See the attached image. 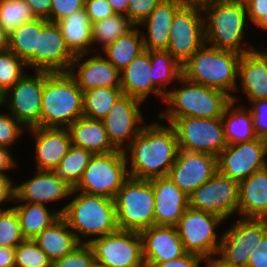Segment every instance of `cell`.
Segmentation results:
<instances>
[{
	"label": "cell",
	"mask_w": 267,
	"mask_h": 267,
	"mask_svg": "<svg viewBox=\"0 0 267 267\" xmlns=\"http://www.w3.org/2000/svg\"><path fill=\"white\" fill-rule=\"evenodd\" d=\"M167 120L175 129L180 150L208 153L218 157L228 145L221 117H183Z\"/></svg>",
	"instance_id": "cell-9"
},
{
	"label": "cell",
	"mask_w": 267,
	"mask_h": 267,
	"mask_svg": "<svg viewBox=\"0 0 267 267\" xmlns=\"http://www.w3.org/2000/svg\"><path fill=\"white\" fill-rule=\"evenodd\" d=\"M177 1L180 2L182 6L195 7L203 10L205 7L211 5L217 0H177Z\"/></svg>",
	"instance_id": "cell-57"
},
{
	"label": "cell",
	"mask_w": 267,
	"mask_h": 267,
	"mask_svg": "<svg viewBox=\"0 0 267 267\" xmlns=\"http://www.w3.org/2000/svg\"><path fill=\"white\" fill-rule=\"evenodd\" d=\"M114 201L119 230L140 232L155 225V197L150 180L129 177Z\"/></svg>",
	"instance_id": "cell-7"
},
{
	"label": "cell",
	"mask_w": 267,
	"mask_h": 267,
	"mask_svg": "<svg viewBox=\"0 0 267 267\" xmlns=\"http://www.w3.org/2000/svg\"><path fill=\"white\" fill-rule=\"evenodd\" d=\"M94 252L88 243H81L71 253L51 262V267H89Z\"/></svg>",
	"instance_id": "cell-44"
},
{
	"label": "cell",
	"mask_w": 267,
	"mask_h": 267,
	"mask_svg": "<svg viewBox=\"0 0 267 267\" xmlns=\"http://www.w3.org/2000/svg\"><path fill=\"white\" fill-rule=\"evenodd\" d=\"M136 27L126 15L114 14L92 23V41L102 44V49L116 41L120 36Z\"/></svg>",
	"instance_id": "cell-39"
},
{
	"label": "cell",
	"mask_w": 267,
	"mask_h": 267,
	"mask_svg": "<svg viewBox=\"0 0 267 267\" xmlns=\"http://www.w3.org/2000/svg\"><path fill=\"white\" fill-rule=\"evenodd\" d=\"M233 105L234 101H231L221 117L227 144L248 142L256 139L251 111L241 107L234 108ZM231 109L232 112L230 114ZM228 113L230 114L229 116ZM226 116H228V121L225 122Z\"/></svg>",
	"instance_id": "cell-34"
},
{
	"label": "cell",
	"mask_w": 267,
	"mask_h": 267,
	"mask_svg": "<svg viewBox=\"0 0 267 267\" xmlns=\"http://www.w3.org/2000/svg\"><path fill=\"white\" fill-rule=\"evenodd\" d=\"M75 55L67 47L56 22L42 19L35 49L36 71L68 72Z\"/></svg>",
	"instance_id": "cell-19"
},
{
	"label": "cell",
	"mask_w": 267,
	"mask_h": 267,
	"mask_svg": "<svg viewBox=\"0 0 267 267\" xmlns=\"http://www.w3.org/2000/svg\"><path fill=\"white\" fill-rule=\"evenodd\" d=\"M239 182L217 171L189 196V207L209 212L225 220L238 211Z\"/></svg>",
	"instance_id": "cell-13"
},
{
	"label": "cell",
	"mask_w": 267,
	"mask_h": 267,
	"mask_svg": "<svg viewBox=\"0 0 267 267\" xmlns=\"http://www.w3.org/2000/svg\"><path fill=\"white\" fill-rule=\"evenodd\" d=\"M27 66L15 53L9 49L0 53V90L5 94L25 74L22 68Z\"/></svg>",
	"instance_id": "cell-41"
},
{
	"label": "cell",
	"mask_w": 267,
	"mask_h": 267,
	"mask_svg": "<svg viewBox=\"0 0 267 267\" xmlns=\"http://www.w3.org/2000/svg\"><path fill=\"white\" fill-rule=\"evenodd\" d=\"M206 259V267H228L220 258L207 257Z\"/></svg>",
	"instance_id": "cell-60"
},
{
	"label": "cell",
	"mask_w": 267,
	"mask_h": 267,
	"mask_svg": "<svg viewBox=\"0 0 267 267\" xmlns=\"http://www.w3.org/2000/svg\"><path fill=\"white\" fill-rule=\"evenodd\" d=\"M182 7L177 0H162L140 24L147 25L148 34L142 35L144 50H167L170 28L175 13Z\"/></svg>",
	"instance_id": "cell-26"
},
{
	"label": "cell",
	"mask_w": 267,
	"mask_h": 267,
	"mask_svg": "<svg viewBox=\"0 0 267 267\" xmlns=\"http://www.w3.org/2000/svg\"><path fill=\"white\" fill-rule=\"evenodd\" d=\"M58 213L70 229L84 237H102L118 230L115 201L111 198L81 192Z\"/></svg>",
	"instance_id": "cell-5"
},
{
	"label": "cell",
	"mask_w": 267,
	"mask_h": 267,
	"mask_svg": "<svg viewBox=\"0 0 267 267\" xmlns=\"http://www.w3.org/2000/svg\"><path fill=\"white\" fill-rule=\"evenodd\" d=\"M8 50V33L0 24V53Z\"/></svg>",
	"instance_id": "cell-59"
},
{
	"label": "cell",
	"mask_w": 267,
	"mask_h": 267,
	"mask_svg": "<svg viewBox=\"0 0 267 267\" xmlns=\"http://www.w3.org/2000/svg\"><path fill=\"white\" fill-rule=\"evenodd\" d=\"M36 19L25 0H0V24L8 34L21 24Z\"/></svg>",
	"instance_id": "cell-40"
},
{
	"label": "cell",
	"mask_w": 267,
	"mask_h": 267,
	"mask_svg": "<svg viewBox=\"0 0 267 267\" xmlns=\"http://www.w3.org/2000/svg\"><path fill=\"white\" fill-rule=\"evenodd\" d=\"M82 236L72 232L66 220L60 216L49 227L42 230L33 240L51 261L71 253L82 242Z\"/></svg>",
	"instance_id": "cell-29"
},
{
	"label": "cell",
	"mask_w": 267,
	"mask_h": 267,
	"mask_svg": "<svg viewBox=\"0 0 267 267\" xmlns=\"http://www.w3.org/2000/svg\"><path fill=\"white\" fill-rule=\"evenodd\" d=\"M84 56L85 53L76 55L68 71L83 92L99 87H120V72L107 58L94 55L79 64ZM77 66L79 69L75 74L74 67Z\"/></svg>",
	"instance_id": "cell-23"
},
{
	"label": "cell",
	"mask_w": 267,
	"mask_h": 267,
	"mask_svg": "<svg viewBox=\"0 0 267 267\" xmlns=\"http://www.w3.org/2000/svg\"><path fill=\"white\" fill-rule=\"evenodd\" d=\"M265 156V145L261 138L228 144L217 157L218 171L241 182L266 167Z\"/></svg>",
	"instance_id": "cell-15"
},
{
	"label": "cell",
	"mask_w": 267,
	"mask_h": 267,
	"mask_svg": "<svg viewBox=\"0 0 267 267\" xmlns=\"http://www.w3.org/2000/svg\"><path fill=\"white\" fill-rule=\"evenodd\" d=\"M202 9L182 6L174 15L167 51L182 66L205 43Z\"/></svg>",
	"instance_id": "cell-14"
},
{
	"label": "cell",
	"mask_w": 267,
	"mask_h": 267,
	"mask_svg": "<svg viewBox=\"0 0 267 267\" xmlns=\"http://www.w3.org/2000/svg\"><path fill=\"white\" fill-rule=\"evenodd\" d=\"M84 8L91 23L100 21L115 14L107 0H85Z\"/></svg>",
	"instance_id": "cell-49"
},
{
	"label": "cell",
	"mask_w": 267,
	"mask_h": 267,
	"mask_svg": "<svg viewBox=\"0 0 267 267\" xmlns=\"http://www.w3.org/2000/svg\"><path fill=\"white\" fill-rule=\"evenodd\" d=\"M107 2L112 6L115 14H123L127 16V8L129 5V0H107Z\"/></svg>",
	"instance_id": "cell-58"
},
{
	"label": "cell",
	"mask_w": 267,
	"mask_h": 267,
	"mask_svg": "<svg viewBox=\"0 0 267 267\" xmlns=\"http://www.w3.org/2000/svg\"><path fill=\"white\" fill-rule=\"evenodd\" d=\"M50 22H58L64 17L84 8L85 0H51Z\"/></svg>",
	"instance_id": "cell-48"
},
{
	"label": "cell",
	"mask_w": 267,
	"mask_h": 267,
	"mask_svg": "<svg viewBox=\"0 0 267 267\" xmlns=\"http://www.w3.org/2000/svg\"><path fill=\"white\" fill-rule=\"evenodd\" d=\"M218 171L217 157L208 153L180 150L168 177L188 197Z\"/></svg>",
	"instance_id": "cell-17"
},
{
	"label": "cell",
	"mask_w": 267,
	"mask_h": 267,
	"mask_svg": "<svg viewBox=\"0 0 267 267\" xmlns=\"http://www.w3.org/2000/svg\"><path fill=\"white\" fill-rule=\"evenodd\" d=\"M37 18L50 21L51 0H25Z\"/></svg>",
	"instance_id": "cell-53"
},
{
	"label": "cell",
	"mask_w": 267,
	"mask_h": 267,
	"mask_svg": "<svg viewBox=\"0 0 267 267\" xmlns=\"http://www.w3.org/2000/svg\"><path fill=\"white\" fill-rule=\"evenodd\" d=\"M92 156L93 154L88 150L72 144L67 154L52 172L58 179L63 180L74 189L81 180Z\"/></svg>",
	"instance_id": "cell-37"
},
{
	"label": "cell",
	"mask_w": 267,
	"mask_h": 267,
	"mask_svg": "<svg viewBox=\"0 0 267 267\" xmlns=\"http://www.w3.org/2000/svg\"><path fill=\"white\" fill-rule=\"evenodd\" d=\"M155 197V225L176 226L189 207V197L168 176L150 179Z\"/></svg>",
	"instance_id": "cell-21"
},
{
	"label": "cell",
	"mask_w": 267,
	"mask_h": 267,
	"mask_svg": "<svg viewBox=\"0 0 267 267\" xmlns=\"http://www.w3.org/2000/svg\"><path fill=\"white\" fill-rule=\"evenodd\" d=\"M29 130L35 136L37 170L52 171L72 145L68 128L31 127Z\"/></svg>",
	"instance_id": "cell-22"
},
{
	"label": "cell",
	"mask_w": 267,
	"mask_h": 267,
	"mask_svg": "<svg viewBox=\"0 0 267 267\" xmlns=\"http://www.w3.org/2000/svg\"><path fill=\"white\" fill-rule=\"evenodd\" d=\"M126 154V150H115L107 154L93 155L72 193L80 189L90 195L114 199L129 178Z\"/></svg>",
	"instance_id": "cell-8"
},
{
	"label": "cell",
	"mask_w": 267,
	"mask_h": 267,
	"mask_svg": "<svg viewBox=\"0 0 267 267\" xmlns=\"http://www.w3.org/2000/svg\"><path fill=\"white\" fill-rule=\"evenodd\" d=\"M89 267H106V266L103 263L94 259Z\"/></svg>",
	"instance_id": "cell-62"
},
{
	"label": "cell",
	"mask_w": 267,
	"mask_h": 267,
	"mask_svg": "<svg viewBox=\"0 0 267 267\" xmlns=\"http://www.w3.org/2000/svg\"><path fill=\"white\" fill-rule=\"evenodd\" d=\"M251 103L254 132L257 138L264 139L267 137V99L253 100Z\"/></svg>",
	"instance_id": "cell-47"
},
{
	"label": "cell",
	"mask_w": 267,
	"mask_h": 267,
	"mask_svg": "<svg viewBox=\"0 0 267 267\" xmlns=\"http://www.w3.org/2000/svg\"><path fill=\"white\" fill-rule=\"evenodd\" d=\"M36 76L24 75L4 94V103L8 102L11 114L28 128L40 127V111L44 87V71H37ZM12 98V99H11Z\"/></svg>",
	"instance_id": "cell-16"
},
{
	"label": "cell",
	"mask_w": 267,
	"mask_h": 267,
	"mask_svg": "<svg viewBox=\"0 0 267 267\" xmlns=\"http://www.w3.org/2000/svg\"><path fill=\"white\" fill-rule=\"evenodd\" d=\"M97 237L84 243L91 246L95 260L106 267H145L139 232L118 229Z\"/></svg>",
	"instance_id": "cell-10"
},
{
	"label": "cell",
	"mask_w": 267,
	"mask_h": 267,
	"mask_svg": "<svg viewBox=\"0 0 267 267\" xmlns=\"http://www.w3.org/2000/svg\"><path fill=\"white\" fill-rule=\"evenodd\" d=\"M68 130L72 144L96 154H107L115 151L109 141L102 120L89 119L84 116L72 123Z\"/></svg>",
	"instance_id": "cell-30"
},
{
	"label": "cell",
	"mask_w": 267,
	"mask_h": 267,
	"mask_svg": "<svg viewBox=\"0 0 267 267\" xmlns=\"http://www.w3.org/2000/svg\"><path fill=\"white\" fill-rule=\"evenodd\" d=\"M32 179L15 186V200L34 204H45L70 196L73 188L52 171L37 170Z\"/></svg>",
	"instance_id": "cell-24"
},
{
	"label": "cell",
	"mask_w": 267,
	"mask_h": 267,
	"mask_svg": "<svg viewBox=\"0 0 267 267\" xmlns=\"http://www.w3.org/2000/svg\"><path fill=\"white\" fill-rule=\"evenodd\" d=\"M221 221L215 214L188 207L176 225L185 252L203 258L218 253L220 240H216L214 227Z\"/></svg>",
	"instance_id": "cell-12"
},
{
	"label": "cell",
	"mask_w": 267,
	"mask_h": 267,
	"mask_svg": "<svg viewBox=\"0 0 267 267\" xmlns=\"http://www.w3.org/2000/svg\"><path fill=\"white\" fill-rule=\"evenodd\" d=\"M142 101L122 94L114 103L108 114L102 120L107 131L109 141L116 150L124 151L122 148L125 139L132 138L127 144L126 148L132 140L141 132L143 125L142 116L139 106ZM138 124V125H137Z\"/></svg>",
	"instance_id": "cell-18"
},
{
	"label": "cell",
	"mask_w": 267,
	"mask_h": 267,
	"mask_svg": "<svg viewBox=\"0 0 267 267\" xmlns=\"http://www.w3.org/2000/svg\"><path fill=\"white\" fill-rule=\"evenodd\" d=\"M245 4L247 14L253 23L267 13V0H246Z\"/></svg>",
	"instance_id": "cell-52"
},
{
	"label": "cell",
	"mask_w": 267,
	"mask_h": 267,
	"mask_svg": "<svg viewBox=\"0 0 267 267\" xmlns=\"http://www.w3.org/2000/svg\"><path fill=\"white\" fill-rule=\"evenodd\" d=\"M162 0H129L127 17L134 24L147 18Z\"/></svg>",
	"instance_id": "cell-46"
},
{
	"label": "cell",
	"mask_w": 267,
	"mask_h": 267,
	"mask_svg": "<svg viewBox=\"0 0 267 267\" xmlns=\"http://www.w3.org/2000/svg\"><path fill=\"white\" fill-rule=\"evenodd\" d=\"M202 260H205V258L196 254L186 253L182 257L156 263L153 267H199V263Z\"/></svg>",
	"instance_id": "cell-50"
},
{
	"label": "cell",
	"mask_w": 267,
	"mask_h": 267,
	"mask_svg": "<svg viewBox=\"0 0 267 267\" xmlns=\"http://www.w3.org/2000/svg\"><path fill=\"white\" fill-rule=\"evenodd\" d=\"M263 141H264V145H265V155L267 154V137H265L264 139H263ZM266 163V167H267V162H265Z\"/></svg>",
	"instance_id": "cell-64"
},
{
	"label": "cell",
	"mask_w": 267,
	"mask_h": 267,
	"mask_svg": "<svg viewBox=\"0 0 267 267\" xmlns=\"http://www.w3.org/2000/svg\"><path fill=\"white\" fill-rule=\"evenodd\" d=\"M25 238L22 235L15 209L0 210V247L16 248Z\"/></svg>",
	"instance_id": "cell-43"
},
{
	"label": "cell",
	"mask_w": 267,
	"mask_h": 267,
	"mask_svg": "<svg viewBox=\"0 0 267 267\" xmlns=\"http://www.w3.org/2000/svg\"><path fill=\"white\" fill-rule=\"evenodd\" d=\"M13 208L17 213L21 232L25 239H34L61 216L58 211H52L50 214L43 204L25 202V204Z\"/></svg>",
	"instance_id": "cell-33"
},
{
	"label": "cell",
	"mask_w": 267,
	"mask_h": 267,
	"mask_svg": "<svg viewBox=\"0 0 267 267\" xmlns=\"http://www.w3.org/2000/svg\"><path fill=\"white\" fill-rule=\"evenodd\" d=\"M139 35L138 29L132 27L128 32L103 49L109 58L107 60L119 72L124 70L135 57L144 51L143 37L139 38Z\"/></svg>",
	"instance_id": "cell-35"
},
{
	"label": "cell",
	"mask_w": 267,
	"mask_h": 267,
	"mask_svg": "<svg viewBox=\"0 0 267 267\" xmlns=\"http://www.w3.org/2000/svg\"><path fill=\"white\" fill-rule=\"evenodd\" d=\"M184 83L181 89L167 91L164 101L170 108L160 113L159 119H178L183 117L217 118L222 117L232 98L220 90L192 82L181 76ZM186 83V87H185Z\"/></svg>",
	"instance_id": "cell-4"
},
{
	"label": "cell",
	"mask_w": 267,
	"mask_h": 267,
	"mask_svg": "<svg viewBox=\"0 0 267 267\" xmlns=\"http://www.w3.org/2000/svg\"><path fill=\"white\" fill-rule=\"evenodd\" d=\"M266 232L267 219H239L220 237V259L228 267H247L251 253Z\"/></svg>",
	"instance_id": "cell-11"
},
{
	"label": "cell",
	"mask_w": 267,
	"mask_h": 267,
	"mask_svg": "<svg viewBox=\"0 0 267 267\" xmlns=\"http://www.w3.org/2000/svg\"><path fill=\"white\" fill-rule=\"evenodd\" d=\"M122 94L120 87H99L83 92V116L103 120Z\"/></svg>",
	"instance_id": "cell-36"
},
{
	"label": "cell",
	"mask_w": 267,
	"mask_h": 267,
	"mask_svg": "<svg viewBox=\"0 0 267 267\" xmlns=\"http://www.w3.org/2000/svg\"><path fill=\"white\" fill-rule=\"evenodd\" d=\"M127 148L131 161L128 176L144 180L167 176L179 151L176 132L170 123L166 127L158 123L143 126Z\"/></svg>",
	"instance_id": "cell-1"
},
{
	"label": "cell",
	"mask_w": 267,
	"mask_h": 267,
	"mask_svg": "<svg viewBox=\"0 0 267 267\" xmlns=\"http://www.w3.org/2000/svg\"><path fill=\"white\" fill-rule=\"evenodd\" d=\"M238 212L242 218L267 219V167L239 182Z\"/></svg>",
	"instance_id": "cell-28"
},
{
	"label": "cell",
	"mask_w": 267,
	"mask_h": 267,
	"mask_svg": "<svg viewBox=\"0 0 267 267\" xmlns=\"http://www.w3.org/2000/svg\"><path fill=\"white\" fill-rule=\"evenodd\" d=\"M22 126L12 114H0V146H11L22 134Z\"/></svg>",
	"instance_id": "cell-45"
},
{
	"label": "cell",
	"mask_w": 267,
	"mask_h": 267,
	"mask_svg": "<svg viewBox=\"0 0 267 267\" xmlns=\"http://www.w3.org/2000/svg\"><path fill=\"white\" fill-rule=\"evenodd\" d=\"M240 58L241 54L237 52L207 47L204 43L182 65V76L192 82L225 92L236 102L237 98L229 94V91L237 89Z\"/></svg>",
	"instance_id": "cell-3"
},
{
	"label": "cell",
	"mask_w": 267,
	"mask_h": 267,
	"mask_svg": "<svg viewBox=\"0 0 267 267\" xmlns=\"http://www.w3.org/2000/svg\"><path fill=\"white\" fill-rule=\"evenodd\" d=\"M145 267L186 254L176 226L154 225L139 232Z\"/></svg>",
	"instance_id": "cell-20"
},
{
	"label": "cell",
	"mask_w": 267,
	"mask_h": 267,
	"mask_svg": "<svg viewBox=\"0 0 267 267\" xmlns=\"http://www.w3.org/2000/svg\"><path fill=\"white\" fill-rule=\"evenodd\" d=\"M51 260L33 239L15 248V267H51Z\"/></svg>",
	"instance_id": "cell-42"
},
{
	"label": "cell",
	"mask_w": 267,
	"mask_h": 267,
	"mask_svg": "<svg viewBox=\"0 0 267 267\" xmlns=\"http://www.w3.org/2000/svg\"><path fill=\"white\" fill-rule=\"evenodd\" d=\"M42 30V18L21 24L8 34V49L15 53L27 66H35V49L38 33Z\"/></svg>",
	"instance_id": "cell-32"
},
{
	"label": "cell",
	"mask_w": 267,
	"mask_h": 267,
	"mask_svg": "<svg viewBox=\"0 0 267 267\" xmlns=\"http://www.w3.org/2000/svg\"><path fill=\"white\" fill-rule=\"evenodd\" d=\"M150 69L151 51L144 50L120 72L122 93L143 102L153 91L164 100L165 95L152 83Z\"/></svg>",
	"instance_id": "cell-25"
},
{
	"label": "cell",
	"mask_w": 267,
	"mask_h": 267,
	"mask_svg": "<svg viewBox=\"0 0 267 267\" xmlns=\"http://www.w3.org/2000/svg\"><path fill=\"white\" fill-rule=\"evenodd\" d=\"M56 23L67 47L75 56L91 52L88 47L93 44L92 23L85 8L62 18Z\"/></svg>",
	"instance_id": "cell-31"
},
{
	"label": "cell",
	"mask_w": 267,
	"mask_h": 267,
	"mask_svg": "<svg viewBox=\"0 0 267 267\" xmlns=\"http://www.w3.org/2000/svg\"><path fill=\"white\" fill-rule=\"evenodd\" d=\"M5 200L15 201V187L8 176L4 174L0 175V205Z\"/></svg>",
	"instance_id": "cell-54"
},
{
	"label": "cell",
	"mask_w": 267,
	"mask_h": 267,
	"mask_svg": "<svg viewBox=\"0 0 267 267\" xmlns=\"http://www.w3.org/2000/svg\"><path fill=\"white\" fill-rule=\"evenodd\" d=\"M4 104V94L3 92L0 90V106Z\"/></svg>",
	"instance_id": "cell-63"
},
{
	"label": "cell",
	"mask_w": 267,
	"mask_h": 267,
	"mask_svg": "<svg viewBox=\"0 0 267 267\" xmlns=\"http://www.w3.org/2000/svg\"><path fill=\"white\" fill-rule=\"evenodd\" d=\"M247 267H267V232L251 253Z\"/></svg>",
	"instance_id": "cell-51"
},
{
	"label": "cell",
	"mask_w": 267,
	"mask_h": 267,
	"mask_svg": "<svg viewBox=\"0 0 267 267\" xmlns=\"http://www.w3.org/2000/svg\"><path fill=\"white\" fill-rule=\"evenodd\" d=\"M203 11L208 14L204 21L205 43L211 42L213 47L222 50L246 54L254 51L241 47L244 26L246 22V4L240 0H217L205 7Z\"/></svg>",
	"instance_id": "cell-6"
},
{
	"label": "cell",
	"mask_w": 267,
	"mask_h": 267,
	"mask_svg": "<svg viewBox=\"0 0 267 267\" xmlns=\"http://www.w3.org/2000/svg\"><path fill=\"white\" fill-rule=\"evenodd\" d=\"M258 27H261L267 31V13L264 14L256 23Z\"/></svg>",
	"instance_id": "cell-61"
},
{
	"label": "cell",
	"mask_w": 267,
	"mask_h": 267,
	"mask_svg": "<svg viewBox=\"0 0 267 267\" xmlns=\"http://www.w3.org/2000/svg\"><path fill=\"white\" fill-rule=\"evenodd\" d=\"M152 83L166 95V84L182 76V66L167 50H151ZM158 82V84H157ZM161 86H163L161 88Z\"/></svg>",
	"instance_id": "cell-38"
},
{
	"label": "cell",
	"mask_w": 267,
	"mask_h": 267,
	"mask_svg": "<svg viewBox=\"0 0 267 267\" xmlns=\"http://www.w3.org/2000/svg\"><path fill=\"white\" fill-rule=\"evenodd\" d=\"M0 267H15V248L0 247Z\"/></svg>",
	"instance_id": "cell-55"
},
{
	"label": "cell",
	"mask_w": 267,
	"mask_h": 267,
	"mask_svg": "<svg viewBox=\"0 0 267 267\" xmlns=\"http://www.w3.org/2000/svg\"><path fill=\"white\" fill-rule=\"evenodd\" d=\"M243 93L251 101L267 99V51L242 54L238 66Z\"/></svg>",
	"instance_id": "cell-27"
},
{
	"label": "cell",
	"mask_w": 267,
	"mask_h": 267,
	"mask_svg": "<svg viewBox=\"0 0 267 267\" xmlns=\"http://www.w3.org/2000/svg\"><path fill=\"white\" fill-rule=\"evenodd\" d=\"M16 165L13 161L12 155L9 153L7 147L0 146V175H4L5 170H9Z\"/></svg>",
	"instance_id": "cell-56"
},
{
	"label": "cell",
	"mask_w": 267,
	"mask_h": 267,
	"mask_svg": "<svg viewBox=\"0 0 267 267\" xmlns=\"http://www.w3.org/2000/svg\"><path fill=\"white\" fill-rule=\"evenodd\" d=\"M83 116V91L69 72L44 71L40 127L68 128Z\"/></svg>",
	"instance_id": "cell-2"
}]
</instances>
